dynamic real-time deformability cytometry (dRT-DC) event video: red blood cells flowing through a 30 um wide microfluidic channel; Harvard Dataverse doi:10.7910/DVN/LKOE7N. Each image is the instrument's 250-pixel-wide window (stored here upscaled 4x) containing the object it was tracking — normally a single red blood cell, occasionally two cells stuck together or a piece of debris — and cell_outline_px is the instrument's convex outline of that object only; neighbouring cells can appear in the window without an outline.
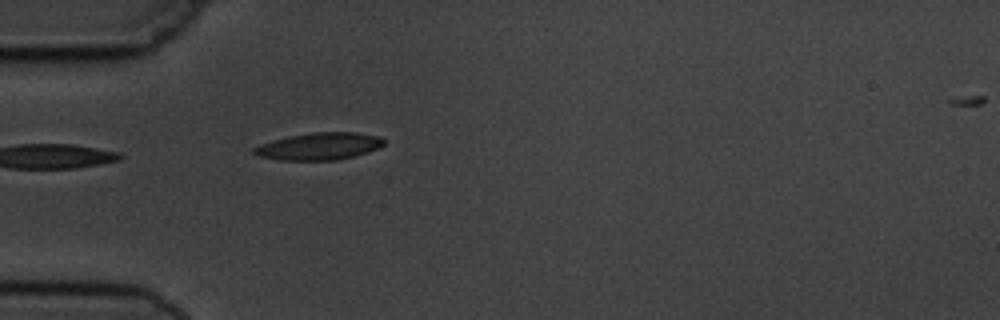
{"species": "common noctule bat (a hibernating species)", "species_latin": "Nyctalus noctula", "temperature_condition": "cold", "stored_images_in_passage": 3, "camera_frame_rate_fps": 3000, "um_per_image_px": 0.085, "animal": {"sex": "male", "body_mass_g": 19.5, "forearm_length_mm": 54.6}, "frame": {"image": 1, "passage_image": 2, "time_ms": 2.0, "image_size_px": [1000, 320], "cell_outline_px": [[384, 144], [376, 148], [352, 156], [336, 160], [280, 160], [256, 156], [252, 152], [252, 148], [260, 144], [272, 140], [288, 136], [312, 132], [356, 132], [380, 136], [384, 140]], "centroid_in_image_um": [27.06, 12.42], "position_along_channel_um": 57.9, "area_um2": 20.52}}